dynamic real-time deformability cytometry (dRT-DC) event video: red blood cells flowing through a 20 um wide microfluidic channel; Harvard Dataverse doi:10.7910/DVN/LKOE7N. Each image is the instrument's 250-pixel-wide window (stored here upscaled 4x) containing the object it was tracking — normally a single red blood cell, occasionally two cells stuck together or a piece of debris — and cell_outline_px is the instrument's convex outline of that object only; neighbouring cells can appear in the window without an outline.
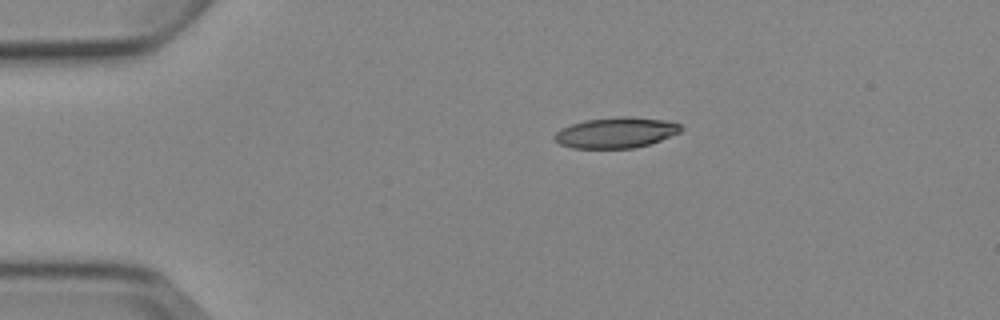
{"species": "Egyptian fruit bat (a non-hibernating species)", "species_latin": "Rousettus aegyptiacus", "temperature_condition": "cold", "stored_images_in_passage": 4, "camera_frame_rate_fps": 3000, "um_per_image_px": 0.085, "animal": {"sex": "female"}, "frame": {"image": 1, "passage_image": 1, "time_ms": 0.0, "image_size_px": [1000, 320], "cell_outline_px": [[684, 128], [680, 132], [660, 140], [648, 144], [632, 148], [572, 148], [560, 144], [552, 136], [556, 132], [572, 124], [584, 120], [620, 116], [628, 116], [664, 120], [680, 124]], "centroid_in_image_um": [52.36, 11.27], "position_along_channel_um": 32.6, "area_um2": 22.43}}
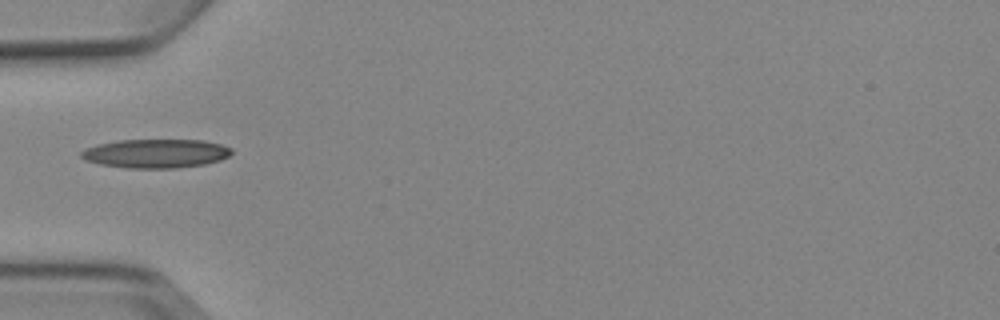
{"frame": {"image": 2, "passage_image": 3, "time_ms": 2.333, "image_size_px": [1000, 320], "cell_outline_px": [[232, 152], [228, 156], [220, 160], [204, 164], [176, 168], [128, 168], [100, 164], [84, 160], [80, 156], [80, 152], [84, 148], [96, 144], [120, 140], [204, 140], [220, 144], [232, 148]], "centroid_in_image_um": [13.21, 13.04], "position_along_channel_um": 71.8, "area_um2": 25.37}}
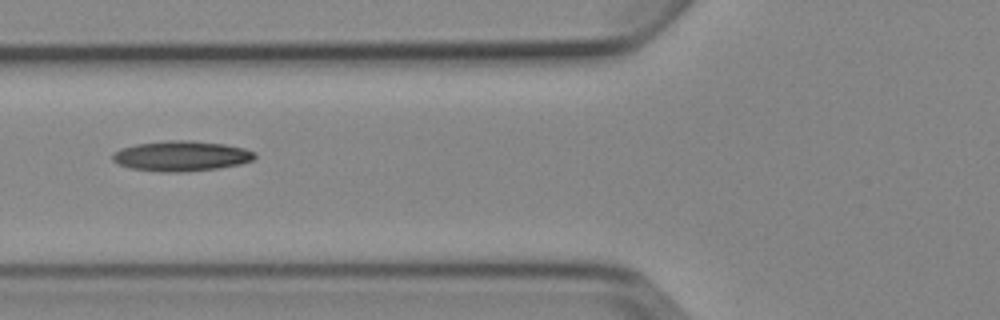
{"frame": {"image": 3, "passage_image": 4, "time_ms": 3.333, "image_size_px": [1000, 320], "cell_outline_px": [[256, 156], [252, 160], [240, 164], [220, 168], [180, 172], [160, 172], [128, 168], [112, 160], [112, 156], [120, 148], [136, 144], [172, 140], [188, 140], [224, 144], [244, 148], [256, 152]], "centroid_in_image_um": [15.42, 13.26], "position_along_channel_um": 110.4, "area_um2": 25.03}}